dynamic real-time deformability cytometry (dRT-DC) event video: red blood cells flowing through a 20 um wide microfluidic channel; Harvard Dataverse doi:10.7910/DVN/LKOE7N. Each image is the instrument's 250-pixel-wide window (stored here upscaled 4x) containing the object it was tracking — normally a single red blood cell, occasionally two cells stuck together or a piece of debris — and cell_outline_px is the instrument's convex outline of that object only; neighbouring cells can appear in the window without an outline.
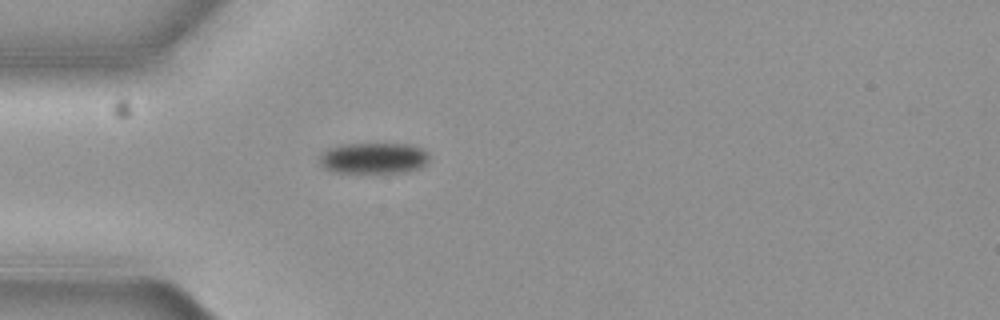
{"species": "common noctule bat (a hibernating species)", "species_latin": "Nyctalus noctula", "temperature_condition": "cold", "stored_images_in_passage": 3, "camera_frame_rate_fps": 3000, "um_per_image_px": 0.085, "animal": {"sex": "female", "body_mass_g": 19.3, "forearm_length_mm": 54.1}, "frame": {"image": 1, "passage_image": 3, "time_ms": 0.667, "image_size_px": [1000, 320], "cell_outline_px": [[428, 160], [420, 168], [408, 172], [332, 172], [324, 168], [320, 164], [320, 152], [328, 148], [340, 144], [408, 144], [420, 148], [428, 152]], "centroid_in_image_um": [31.72, 13.44], "position_along_channel_um": 53.3, "area_um2": 19.88}}